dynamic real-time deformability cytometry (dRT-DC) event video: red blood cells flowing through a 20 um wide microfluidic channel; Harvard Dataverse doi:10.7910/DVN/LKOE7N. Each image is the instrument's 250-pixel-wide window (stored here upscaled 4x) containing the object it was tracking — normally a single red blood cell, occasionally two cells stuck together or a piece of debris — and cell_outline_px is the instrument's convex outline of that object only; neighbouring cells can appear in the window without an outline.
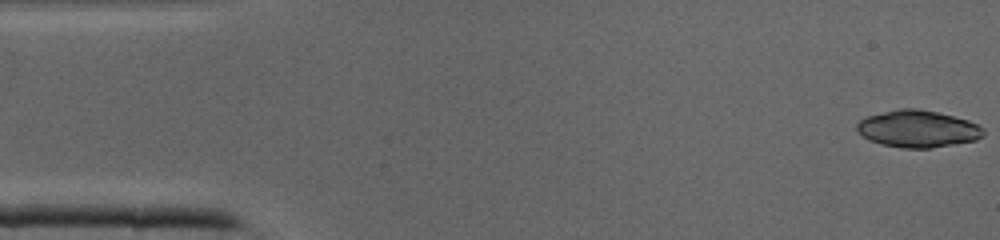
{"species": "common noctule bat (a hibernating species)", "species_latin": "Nyctalus noctula", "temperature_condition": "cold", "stored_images_in_passage": 9, "camera_frame_rate_fps": 3000, "um_per_image_px": 0.085, "animal": {"sex": "male", "body_mass_g": 19.0, "forearm_length_mm": 50.8}, "frame": {"image": 1, "passage_image": 1, "time_ms": 0.0, "image_size_px": [1000, 240], "cell_outline_px": [[984, 136], [976, 140], [932, 148], [904, 148], [880, 144], [868, 140], [856, 128], [856, 124], [860, 120], [868, 116], [900, 108], [916, 108], [936, 112], [968, 120], [984, 128]], "centroid_in_image_um": [78.02, 10.96], "position_along_channel_um": 7.0, "area_um2": 27.17}}